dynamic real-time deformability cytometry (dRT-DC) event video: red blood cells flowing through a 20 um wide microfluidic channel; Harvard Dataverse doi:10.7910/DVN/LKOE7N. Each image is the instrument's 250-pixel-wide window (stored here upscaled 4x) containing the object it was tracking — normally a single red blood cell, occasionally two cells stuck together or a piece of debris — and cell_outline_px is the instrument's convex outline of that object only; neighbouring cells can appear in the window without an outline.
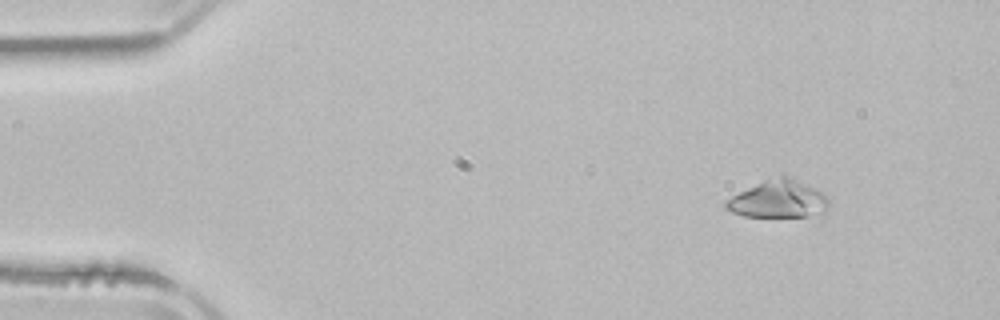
{"species": "common noctule bat (a hibernating species)", "species_latin": "Nyctalus noctula", "temperature_condition": "room temperature", "stored_images_in_passage": 4, "camera_frame_rate_fps": 3000, "um_per_image_px": 0.085, "animal": {"sex": "male", "body_mass_g": 21.5, "forearm_length_mm": 52.0}, "frame": {"image": 1, "passage_image": 1, "time_ms": 0.0, "image_size_px": [1000, 320], "cell_outline_px": [[828, 204], [824, 212], [804, 216], [744, 216], [732, 212], [724, 208], [724, 200], [780, 172], [828, 196]], "centroid_in_image_um": [66.11, 16.91], "position_along_channel_um": 18.9, "area_um2": 22.2}}